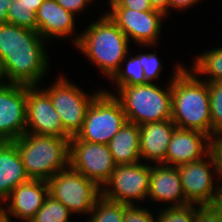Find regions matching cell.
Returning a JSON list of instances; mask_svg holds the SVG:
<instances>
[{"label": "cell", "mask_w": 222, "mask_h": 222, "mask_svg": "<svg viewBox=\"0 0 222 222\" xmlns=\"http://www.w3.org/2000/svg\"><path fill=\"white\" fill-rule=\"evenodd\" d=\"M201 1L200 0H168V16H170L169 13L171 12V9H173L174 11L178 10V12L184 11V10H187V8H193L194 5L201 3Z\"/></svg>", "instance_id": "obj_35"}, {"label": "cell", "mask_w": 222, "mask_h": 222, "mask_svg": "<svg viewBox=\"0 0 222 222\" xmlns=\"http://www.w3.org/2000/svg\"><path fill=\"white\" fill-rule=\"evenodd\" d=\"M113 8H128L135 11L156 10L152 8L149 0H122L119 5H116Z\"/></svg>", "instance_id": "obj_34"}, {"label": "cell", "mask_w": 222, "mask_h": 222, "mask_svg": "<svg viewBox=\"0 0 222 222\" xmlns=\"http://www.w3.org/2000/svg\"><path fill=\"white\" fill-rule=\"evenodd\" d=\"M11 3L12 0H0V23L7 22V11Z\"/></svg>", "instance_id": "obj_37"}, {"label": "cell", "mask_w": 222, "mask_h": 222, "mask_svg": "<svg viewBox=\"0 0 222 222\" xmlns=\"http://www.w3.org/2000/svg\"><path fill=\"white\" fill-rule=\"evenodd\" d=\"M219 204L222 206V191H221V196H220Z\"/></svg>", "instance_id": "obj_42"}, {"label": "cell", "mask_w": 222, "mask_h": 222, "mask_svg": "<svg viewBox=\"0 0 222 222\" xmlns=\"http://www.w3.org/2000/svg\"><path fill=\"white\" fill-rule=\"evenodd\" d=\"M49 195L61 202L74 215H89L102 196L101 187L70 166L48 181Z\"/></svg>", "instance_id": "obj_8"}, {"label": "cell", "mask_w": 222, "mask_h": 222, "mask_svg": "<svg viewBox=\"0 0 222 222\" xmlns=\"http://www.w3.org/2000/svg\"><path fill=\"white\" fill-rule=\"evenodd\" d=\"M153 9L163 12L168 16V0H149Z\"/></svg>", "instance_id": "obj_36"}, {"label": "cell", "mask_w": 222, "mask_h": 222, "mask_svg": "<svg viewBox=\"0 0 222 222\" xmlns=\"http://www.w3.org/2000/svg\"><path fill=\"white\" fill-rule=\"evenodd\" d=\"M157 53L155 50L153 53L151 51V53L136 54L140 58V64L142 65L145 78L149 83H153L155 79L156 81L159 80L160 74H162L161 72L163 71L162 62L161 59L157 57Z\"/></svg>", "instance_id": "obj_29"}, {"label": "cell", "mask_w": 222, "mask_h": 222, "mask_svg": "<svg viewBox=\"0 0 222 222\" xmlns=\"http://www.w3.org/2000/svg\"><path fill=\"white\" fill-rule=\"evenodd\" d=\"M210 94L212 136L222 135V82H207Z\"/></svg>", "instance_id": "obj_28"}, {"label": "cell", "mask_w": 222, "mask_h": 222, "mask_svg": "<svg viewBox=\"0 0 222 222\" xmlns=\"http://www.w3.org/2000/svg\"><path fill=\"white\" fill-rule=\"evenodd\" d=\"M69 166L101 188L117 166L108 145L70 138Z\"/></svg>", "instance_id": "obj_12"}, {"label": "cell", "mask_w": 222, "mask_h": 222, "mask_svg": "<svg viewBox=\"0 0 222 222\" xmlns=\"http://www.w3.org/2000/svg\"><path fill=\"white\" fill-rule=\"evenodd\" d=\"M218 177L222 183V135H213L210 137V151Z\"/></svg>", "instance_id": "obj_32"}, {"label": "cell", "mask_w": 222, "mask_h": 222, "mask_svg": "<svg viewBox=\"0 0 222 222\" xmlns=\"http://www.w3.org/2000/svg\"><path fill=\"white\" fill-rule=\"evenodd\" d=\"M159 208L156 209V222H196L195 204Z\"/></svg>", "instance_id": "obj_27"}, {"label": "cell", "mask_w": 222, "mask_h": 222, "mask_svg": "<svg viewBox=\"0 0 222 222\" xmlns=\"http://www.w3.org/2000/svg\"><path fill=\"white\" fill-rule=\"evenodd\" d=\"M142 206L144 207L143 204L126 205L123 222H156V216L154 215L156 212L149 208V205H147V208Z\"/></svg>", "instance_id": "obj_30"}, {"label": "cell", "mask_w": 222, "mask_h": 222, "mask_svg": "<svg viewBox=\"0 0 222 222\" xmlns=\"http://www.w3.org/2000/svg\"><path fill=\"white\" fill-rule=\"evenodd\" d=\"M147 199L164 207L183 206L186 201L177 167L153 164Z\"/></svg>", "instance_id": "obj_18"}, {"label": "cell", "mask_w": 222, "mask_h": 222, "mask_svg": "<svg viewBox=\"0 0 222 222\" xmlns=\"http://www.w3.org/2000/svg\"><path fill=\"white\" fill-rule=\"evenodd\" d=\"M6 83H7V81L5 79V75L3 72L2 63L0 62V87L5 85Z\"/></svg>", "instance_id": "obj_40"}, {"label": "cell", "mask_w": 222, "mask_h": 222, "mask_svg": "<svg viewBox=\"0 0 222 222\" xmlns=\"http://www.w3.org/2000/svg\"><path fill=\"white\" fill-rule=\"evenodd\" d=\"M175 65L173 75L170 74V80L166 82L168 84L164 88L159 87L160 84L146 83L121 86L113 91V95L122 105L128 122L140 126L172 119L171 81L186 66L181 63Z\"/></svg>", "instance_id": "obj_4"}, {"label": "cell", "mask_w": 222, "mask_h": 222, "mask_svg": "<svg viewBox=\"0 0 222 222\" xmlns=\"http://www.w3.org/2000/svg\"><path fill=\"white\" fill-rule=\"evenodd\" d=\"M109 10H105V14L110 11L114 6L119 5L122 0H107Z\"/></svg>", "instance_id": "obj_39"}, {"label": "cell", "mask_w": 222, "mask_h": 222, "mask_svg": "<svg viewBox=\"0 0 222 222\" xmlns=\"http://www.w3.org/2000/svg\"><path fill=\"white\" fill-rule=\"evenodd\" d=\"M79 33L80 38L74 48L110 81L130 51L131 42L105 13Z\"/></svg>", "instance_id": "obj_2"}, {"label": "cell", "mask_w": 222, "mask_h": 222, "mask_svg": "<svg viewBox=\"0 0 222 222\" xmlns=\"http://www.w3.org/2000/svg\"><path fill=\"white\" fill-rule=\"evenodd\" d=\"M0 222H13L12 219L6 217L0 212Z\"/></svg>", "instance_id": "obj_41"}, {"label": "cell", "mask_w": 222, "mask_h": 222, "mask_svg": "<svg viewBox=\"0 0 222 222\" xmlns=\"http://www.w3.org/2000/svg\"><path fill=\"white\" fill-rule=\"evenodd\" d=\"M7 22L37 31L36 12L17 0H12L8 7Z\"/></svg>", "instance_id": "obj_26"}, {"label": "cell", "mask_w": 222, "mask_h": 222, "mask_svg": "<svg viewBox=\"0 0 222 222\" xmlns=\"http://www.w3.org/2000/svg\"><path fill=\"white\" fill-rule=\"evenodd\" d=\"M133 51H129L127 56L124 58L120 69L109 81L114 86L120 88L121 86H132L149 83L146 78L140 64V58L137 55H132ZM126 65V66H125ZM124 66V67H123Z\"/></svg>", "instance_id": "obj_23"}, {"label": "cell", "mask_w": 222, "mask_h": 222, "mask_svg": "<svg viewBox=\"0 0 222 222\" xmlns=\"http://www.w3.org/2000/svg\"><path fill=\"white\" fill-rule=\"evenodd\" d=\"M127 122L119 100L108 89H102L90 103L79 140L108 145L113 136Z\"/></svg>", "instance_id": "obj_6"}, {"label": "cell", "mask_w": 222, "mask_h": 222, "mask_svg": "<svg viewBox=\"0 0 222 222\" xmlns=\"http://www.w3.org/2000/svg\"><path fill=\"white\" fill-rule=\"evenodd\" d=\"M151 167L152 164L143 161L117 165L101 188L102 196L126 205L142 204L149 191Z\"/></svg>", "instance_id": "obj_9"}, {"label": "cell", "mask_w": 222, "mask_h": 222, "mask_svg": "<svg viewBox=\"0 0 222 222\" xmlns=\"http://www.w3.org/2000/svg\"><path fill=\"white\" fill-rule=\"evenodd\" d=\"M12 142L30 179L48 181L69 167V138L25 133Z\"/></svg>", "instance_id": "obj_5"}, {"label": "cell", "mask_w": 222, "mask_h": 222, "mask_svg": "<svg viewBox=\"0 0 222 222\" xmlns=\"http://www.w3.org/2000/svg\"><path fill=\"white\" fill-rule=\"evenodd\" d=\"M192 61L189 69L196 76H205L204 79L198 77L199 79L205 82H222V46L207 49L196 57L193 56Z\"/></svg>", "instance_id": "obj_22"}, {"label": "cell", "mask_w": 222, "mask_h": 222, "mask_svg": "<svg viewBox=\"0 0 222 222\" xmlns=\"http://www.w3.org/2000/svg\"><path fill=\"white\" fill-rule=\"evenodd\" d=\"M77 16L66 11L55 0H44L36 12L37 31L45 41L54 39L72 40L71 44H77L80 33H74ZM73 35V37H72Z\"/></svg>", "instance_id": "obj_16"}, {"label": "cell", "mask_w": 222, "mask_h": 222, "mask_svg": "<svg viewBox=\"0 0 222 222\" xmlns=\"http://www.w3.org/2000/svg\"><path fill=\"white\" fill-rule=\"evenodd\" d=\"M29 180L17 146L12 141H0V205L13 189Z\"/></svg>", "instance_id": "obj_20"}, {"label": "cell", "mask_w": 222, "mask_h": 222, "mask_svg": "<svg viewBox=\"0 0 222 222\" xmlns=\"http://www.w3.org/2000/svg\"><path fill=\"white\" fill-rule=\"evenodd\" d=\"M66 11L71 12L75 16L86 10L88 5H91L93 0H55ZM90 2V3H89Z\"/></svg>", "instance_id": "obj_33"}, {"label": "cell", "mask_w": 222, "mask_h": 222, "mask_svg": "<svg viewBox=\"0 0 222 222\" xmlns=\"http://www.w3.org/2000/svg\"><path fill=\"white\" fill-rule=\"evenodd\" d=\"M175 123L169 119L140 125L141 161L148 164H164Z\"/></svg>", "instance_id": "obj_19"}, {"label": "cell", "mask_w": 222, "mask_h": 222, "mask_svg": "<svg viewBox=\"0 0 222 222\" xmlns=\"http://www.w3.org/2000/svg\"><path fill=\"white\" fill-rule=\"evenodd\" d=\"M196 222H222V206L219 203L197 205Z\"/></svg>", "instance_id": "obj_31"}, {"label": "cell", "mask_w": 222, "mask_h": 222, "mask_svg": "<svg viewBox=\"0 0 222 222\" xmlns=\"http://www.w3.org/2000/svg\"><path fill=\"white\" fill-rule=\"evenodd\" d=\"M48 196L47 181L30 179L11 191L0 205V212L10 219L15 217V220L29 222Z\"/></svg>", "instance_id": "obj_15"}, {"label": "cell", "mask_w": 222, "mask_h": 222, "mask_svg": "<svg viewBox=\"0 0 222 222\" xmlns=\"http://www.w3.org/2000/svg\"><path fill=\"white\" fill-rule=\"evenodd\" d=\"M26 133L65 138V129L50 96L39 85H27Z\"/></svg>", "instance_id": "obj_14"}, {"label": "cell", "mask_w": 222, "mask_h": 222, "mask_svg": "<svg viewBox=\"0 0 222 222\" xmlns=\"http://www.w3.org/2000/svg\"><path fill=\"white\" fill-rule=\"evenodd\" d=\"M65 77L60 74L44 90L50 96L53 107L61 117L65 138L70 139L81 131L90 103L103 88H97L87 94L75 82Z\"/></svg>", "instance_id": "obj_7"}, {"label": "cell", "mask_w": 222, "mask_h": 222, "mask_svg": "<svg viewBox=\"0 0 222 222\" xmlns=\"http://www.w3.org/2000/svg\"><path fill=\"white\" fill-rule=\"evenodd\" d=\"M72 216L66 206L49 195L29 222H71Z\"/></svg>", "instance_id": "obj_25"}, {"label": "cell", "mask_w": 222, "mask_h": 222, "mask_svg": "<svg viewBox=\"0 0 222 222\" xmlns=\"http://www.w3.org/2000/svg\"><path fill=\"white\" fill-rule=\"evenodd\" d=\"M108 147L116 165L141 161L139 126L127 121L109 141Z\"/></svg>", "instance_id": "obj_21"}, {"label": "cell", "mask_w": 222, "mask_h": 222, "mask_svg": "<svg viewBox=\"0 0 222 222\" xmlns=\"http://www.w3.org/2000/svg\"><path fill=\"white\" fill-rule=\"evenodd\" d=\"M106 14L125 33L129 42L133 40L139 48L149 49L158 45L163 31L162 22L168 18L159 10L112 8Z\"/></svg>", "instance_id": "obj_11"}, {"label": "cell", "mask_w": 222, "mask_h": 222, "mask_svg": "<svg viewBox=\"0 0 222 222\" xmlns=\"http://www.w3.org/2000/svg\"><path fill=\"white\" fill-rule=\"evenodd\" d=\"M27 85L0 87V141H14L26 133Z\"/></svg>", "instance_id": "obj_13"}, {"label": "cell", "mask_w": 222, "mask_h": 222, "mask_svg": "<svg viewBox=\"0 0 222 222\" xmlns=\"http://www.w3.org/2000/svg\"><path fill=\"white\" fill-rule=\"evenodd\" d=\"M17 1L32 7L34 12H37L42 3L44 2V0H17Z\"/></svg>", "instance_id": "obj_38"}, {"label": "cell", "mask_w": 222, "mask_h": 222, "mask_svg": "<svg viewBox=\"0 0 222 222\" xmlns=\"http://www.w3.org/2000/svg\"><path fill=\"white\" fill-rule=\"evenodd\" d=\"M45 43L38 31L0 23V62L7 83L40 86L51 67Z\"/></svg>", "instance_id": "obj_1"}, {"label": "cell", "mask_w": 222, "mask_h": 222, "mask_svg": "<svg viewBox=\"0 0 222 222\" xmlns=\"http://www.w3.org/2000/svg\"><path fill=\"white\" fill-rule=\"evenodd\" d=\"M177 169L186 201L189 204L219 203L222 183H219L220 179L210 153L200 160L181 164L177 166Z\"/></svg>", "instance_id": "obj_10"}, {"label": "cell", "mask_w": 222, "mask_h": 222, "mask_svg": "<svg viewBox=\"0 0 222 222\" xmlns=\"http://www.w3.org/2000/svg\"><path fill=\"white\" fill-rule=\"evenodd\" d=\"M185 66L171 81L172 121L177 128L212 136L210 94L207 82Z\"/></svg>", "instance_id": "obj_3"}, {"label": "cell", "mask_w": 222, "mask_h": 222, "mask_svg": "<svg viewBox=\"0 0 222 222\" xmlns=\"http://www.w3.org/2000/svg\"><path fill=\"white\" fill-rule=\"evenodd\" d=\"M126 204L101 196L85 222H123Z\"/></svg>", "instance_id": "obj_24"}, {"label": "cell", "mask_w": 222, "mask_h": 222, "mask_svg": "<svg viewBox=\"0 0 222 222\" xmlns=\"http://www.w3.org/2000/svg\"><path fill=\"white\" fill-rule=\"evenodd\" d=\"M210 136L197 130L175 128L168 145L165 165L179 166L209 154Z\"/></svg>", "instance_id": "obj_17"}]
</instances>
